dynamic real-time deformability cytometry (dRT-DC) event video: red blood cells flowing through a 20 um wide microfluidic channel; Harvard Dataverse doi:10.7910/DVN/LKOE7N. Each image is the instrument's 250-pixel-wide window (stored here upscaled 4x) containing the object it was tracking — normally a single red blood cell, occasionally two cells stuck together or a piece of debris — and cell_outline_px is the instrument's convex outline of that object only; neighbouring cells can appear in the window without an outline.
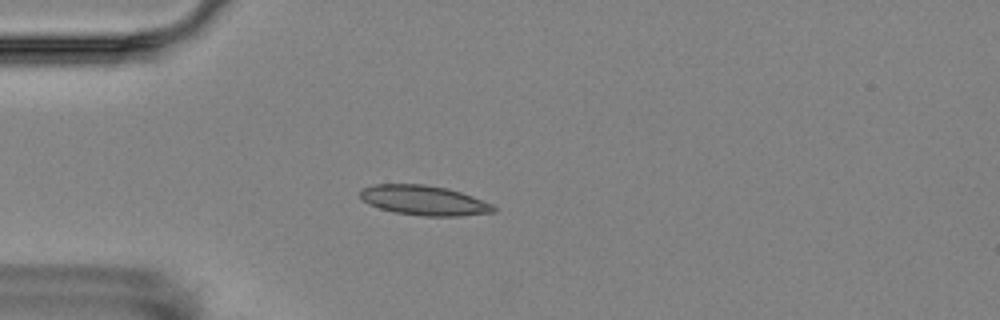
{"species": "Egyptian fruit bat (a non-hibernating species)", "species_latin": "Rousettus aegyptiacus", "temperature_condition": "room temperature", "stored_images_in_passage": 2, "camera_frame_rate_fps": 3000, "um_per_image_px": 0.085, "animal": {"sex": "female"}, "frame": {"image": 1, "passage_image": 2, "time_ms": 1.667, "image_size_px": [1000, 320], "cell_outline_px": [[496, 212], [460, 216], [424, 216], [396, 212], [380, 208], [368, 204], [360, 196], [360, 188], [372, 184], [424, 184], [448, 188], [472, 196], [492, 204], [496, 208]], "centroid_in_image_um": [36.04, 17.02], "position_along_channel_um": 49.0, "area_um2": 23.18}}